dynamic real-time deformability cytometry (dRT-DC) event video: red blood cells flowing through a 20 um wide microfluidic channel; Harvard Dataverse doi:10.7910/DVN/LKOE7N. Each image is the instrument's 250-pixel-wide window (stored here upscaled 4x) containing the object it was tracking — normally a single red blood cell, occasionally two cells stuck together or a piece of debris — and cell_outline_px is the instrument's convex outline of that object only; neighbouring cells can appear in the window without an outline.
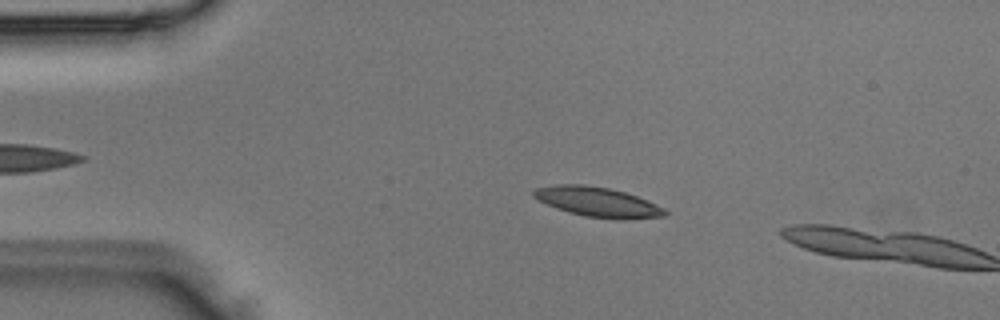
{"species": "Egyptian fruit bat (a non-hibernating species)", "species_latin": "Rousettus aegyptiacus", "temperature_condition": "room temperature", "stored_images_in_passage": 2, "camera_frame_rate_fps": 3000, "um_per_image_px": 0.085, "animal": {"sex": "male"}, "frame": {"image": 1, "passage_image": 1, "time_ms": 0.0, "image_size_px": [1000, 320], "cell_outline_px": [[668, 216], [620, 220], [584, 216], [568, 212], [556, 208], [532, 196], [532, 192], [536, 188], [556, 184], [584, 184], [608, 188], [624, 192], [648, 200], [664, 208], [668, 212]], "centroid_in_image_um": [50.83, 17.17], "position_along_channel_um": 34.2, "area_um2": 22.83}}